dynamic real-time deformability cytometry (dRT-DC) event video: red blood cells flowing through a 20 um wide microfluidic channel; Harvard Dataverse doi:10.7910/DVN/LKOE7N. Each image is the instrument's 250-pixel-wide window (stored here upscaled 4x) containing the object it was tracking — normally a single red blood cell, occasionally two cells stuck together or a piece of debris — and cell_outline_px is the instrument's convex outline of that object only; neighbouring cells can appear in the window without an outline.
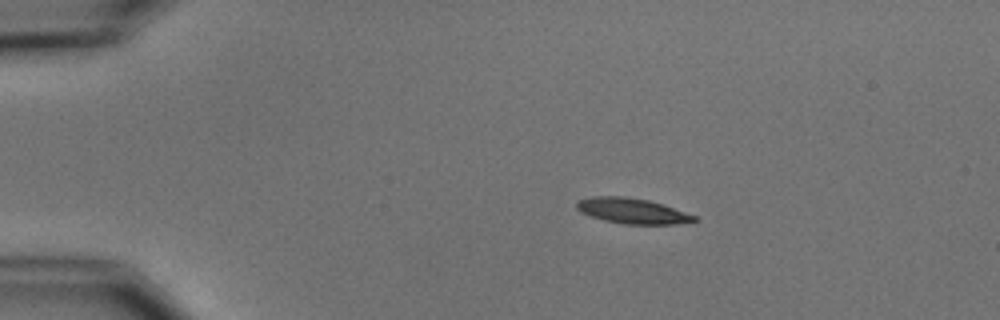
{"species": "common noctule bat (a hibernating species)", "species_latin": "Nyctalus noctula", "temperature_condition": "cold", "stored_images_in_passage": 5, "camera_frame_rate_fps": 3000, "um_per_image_px": 0.085, "animal": {"sex": "male", "body_mass_g": 15.6}, "frame": {"image": 1, "passage_image": 3, "time_ms": 2.333, "image_size_px": [1000, 320], "cell_outline_px": [[700, 220], [676, 224], [624, 224], [604, 220], [580, 212], [576, 208], [576, 200], [592, 196], [624, 196], [648, 200], [696, 216]], "centroid_in_image_um": [53.69, 17.92], "position_along_channel_um": 31.3, "area_um2": 17.28}}
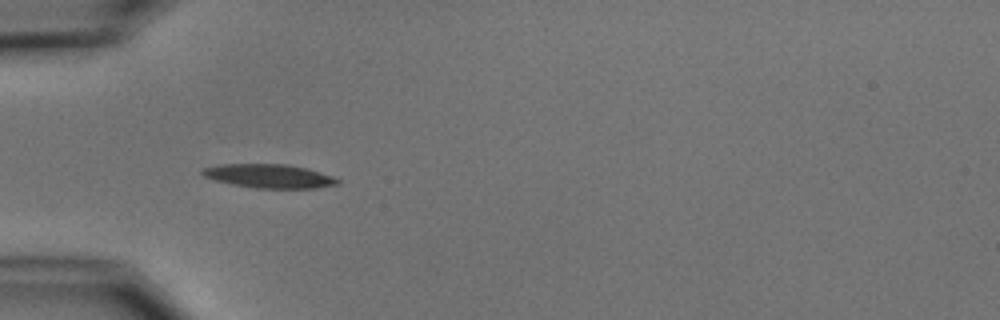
{"frame": {"image": 2, "passage_image": 5, "time_ms": 4.667, "image_size_px": [1000, 320], "cell_outline_px": [[340, 184], [316, 188], [256, 188], [232, 184], [216, 180], [204, 176], [200, 172], [204, 168], [220, 164], [284, 164], [308, 168], [332, 176], [340, 180]], "centroid_in_image_um": [22.91, 14.96], "position_along_channel_um": 62.1, "area_um2": 18.67}}